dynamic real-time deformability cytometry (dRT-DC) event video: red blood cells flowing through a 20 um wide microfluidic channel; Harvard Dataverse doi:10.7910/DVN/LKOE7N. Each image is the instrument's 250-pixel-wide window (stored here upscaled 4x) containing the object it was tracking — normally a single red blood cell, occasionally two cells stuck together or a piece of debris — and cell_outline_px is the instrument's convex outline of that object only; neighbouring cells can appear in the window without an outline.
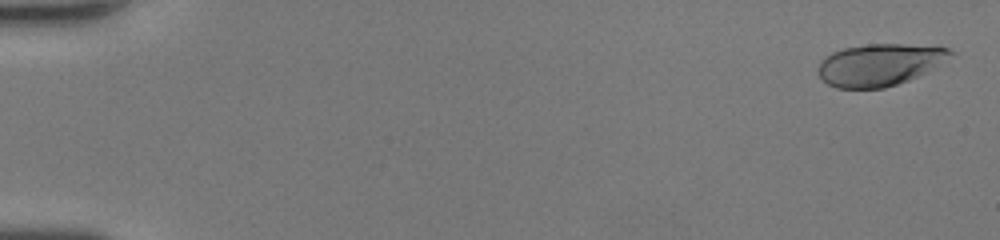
{"species": "human", "species_latin": "Homo sapiens", "temperature_condition": "room temperature", "stored_images_in_passage": 48, "camera_frame_rate_fps": 3000, "um_per_image_px": 0.085, "donor": {"sex": "female"}, "frame": {"image": 1, "passage_image": 2, "time_ms": 0.333, "image_size_px": [1000, 240], "cell_outline_px": [[956, 52], [916, 76], [908, 80], [884, 88], [836, 88], [828, 84], [820, 76], [820, 60], [832, 52], [844, 48], [868, 44], [900, 44], [948, 48]], "centroid_in_image_um": [74.7, 5.5], "position_along_channel_um": 10.3, "area_um2": 31.5}}
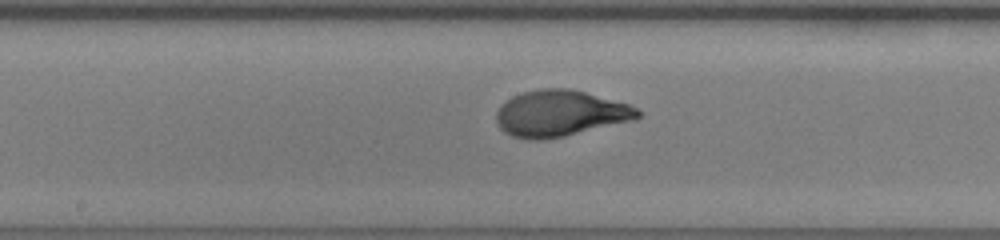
{"frame": {"image": 2, "passage_image": 27, "time_ms": 8.667, "image_size_px": [1000, 240], "cell_outline_px": [[640, 116], [636, 120], [564, 136], [540, 140], [528, 140], [512, 136], [504, 132], [500, 128], [496, 120], [496, 112], [500, 104], [512, 96], [524, 92], [540, 88], [568, 88], [584, 92], [628, 104], [636, 108], [640, 112]], "centroid_in_image_um": [47.58, 9.64], "position_along_channel_um": 200.6, "area_um2": 38.09}}
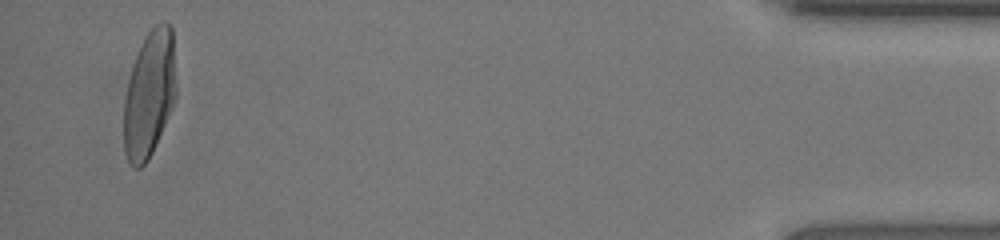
{"frame": {"image": 3, "passage_image": 47, "time_ms": 15.333, "image_size_px": [1000, 240], "cell_outline_px": [[176, 96], [156, 144], [148, 160], [140, 168], [132, 168], [124, 152], [124, 100], [128, 80], [136, 56], [148, 32], [160, 20], [168, 20], [172, 28], [176, 88]], "centroid_in_image_um": [12.69, 7.99], "position_along_channel_um": 422.5, "area_um2": 38.44}}